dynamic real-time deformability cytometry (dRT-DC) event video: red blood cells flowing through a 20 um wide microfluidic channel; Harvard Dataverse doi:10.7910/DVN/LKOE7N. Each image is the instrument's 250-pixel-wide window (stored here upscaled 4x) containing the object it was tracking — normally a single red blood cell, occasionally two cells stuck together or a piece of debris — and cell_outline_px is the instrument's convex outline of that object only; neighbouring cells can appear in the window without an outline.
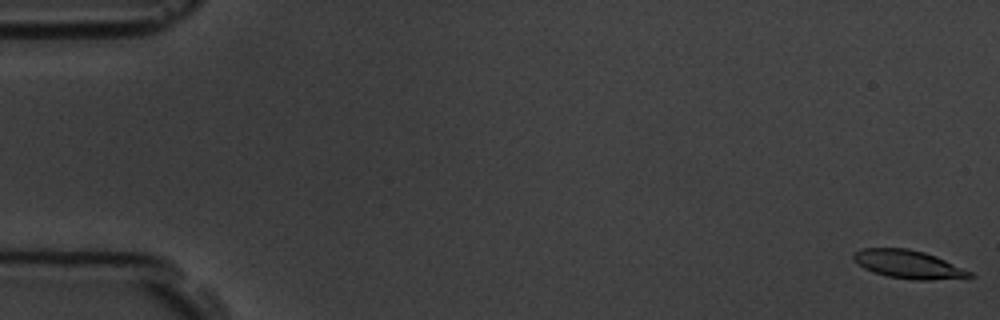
{"species": "common noctule bat (a hibernating species)", "species_latin": "Nyctalus noctula", "temperature_condition": "room temperature", "stored_images_in_passage": 11, "camera_frame_rate_fps": 3000, "um_per_image_px": 0.085, "animal": {"sex": "male", "body_mass_g": 19.5, "forearm_length_mm": 54.6}, "frame": {"image": 1, "passage_image": 1, "time_ms": 0.0, "image_size_px": [1000, 320], "cell_outline_px": [[976, 276], [928, 280], [912, 280], [888, 276], [864, 268], [852, 260], [852, 252], [860, 248], [908, 248], [924, 252], [936, 256], [972, 272]], "centroid_in_image_um": [77.16, 22.45], "position_along_channel_um": 7.8, "area_um2": 19.07}}
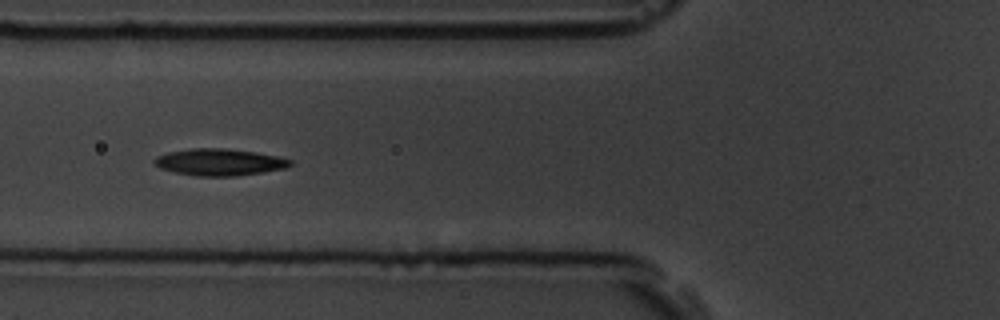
{"frame": {"image": 2, "passage_image": 7, "time_ms": 6.667, "image_size_px": [1000, 320], "cell_outline_px": [[292, 164], [288, 168], [264, 172], [236, 176], [196, 176], [176, 172], [160, 168], [152, 164], [152, 160], [156, 156], [168, 152], [188, 148], [224, 148], [256, 152], [276, 156], [292, 160]], "centroid_in_image_um": [18.63, 13.78], "position_along_channel_um": 107.2, "area_um2": 21.44}}
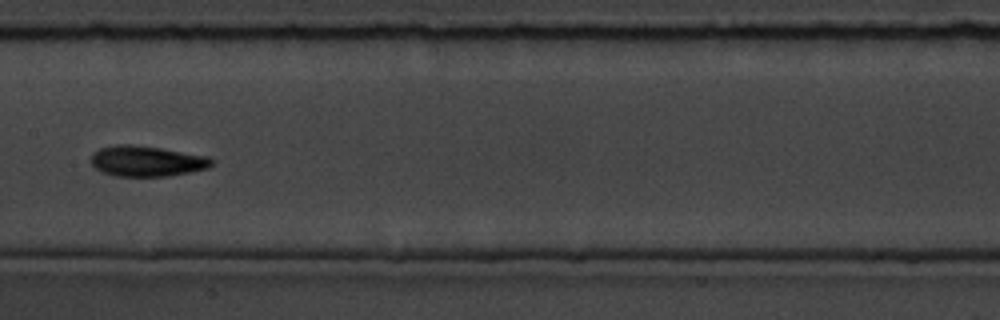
{"frame": {"image": 3, "passage_image": 9, "time_ms": 9.0, "image_size_px": [1000, 320], "cell_outline_px": [[216, 160], [208, 168], [168, 176], [112, 176], [100, 172], [92, 164], [92, 152], [100, 148], [116, 144], [128, 144], [160, 148], [208, 156]], "centroid_in_image_um": [12.46, 13.7], "position_along_channel_um": 194.9, "area_um2": 21.56}}